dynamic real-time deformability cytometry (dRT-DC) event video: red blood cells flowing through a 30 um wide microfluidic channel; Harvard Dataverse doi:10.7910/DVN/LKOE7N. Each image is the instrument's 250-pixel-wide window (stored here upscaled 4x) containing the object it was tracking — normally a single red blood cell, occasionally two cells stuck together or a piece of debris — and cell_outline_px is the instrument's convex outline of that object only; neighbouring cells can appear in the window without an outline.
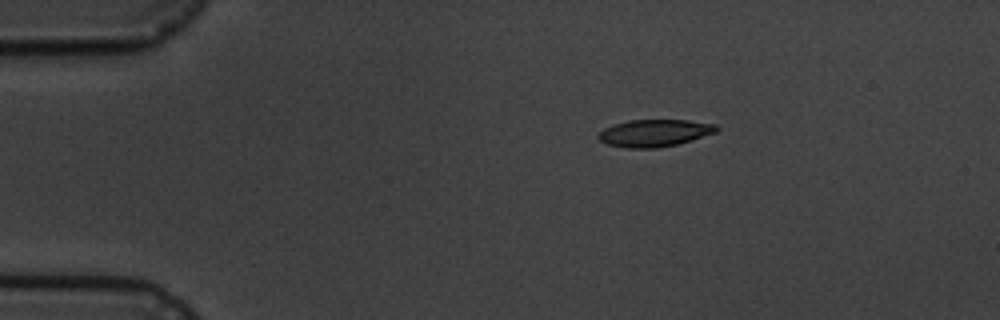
{"species": "common noctule bat (a hibernating species)", "species_latin": "Nyctalus noctula", "temperature_condition": "cold", "stored_images_in_passage": 4, "camera_frame_rate_fps": 3000, "um_per_image_px": 0.085, "animal": {"sex": "male", "body_mass_g": 19.5, "forearm_length_mm": 54.6}, "frame": {"image": 1, "passage_image": 4, "time_ms": 3.667, "image_size_px": [1000, 320], "cell_outline_px": [[720, 128], [716, 132], [676, 144], [656, 148], [628, 148], [608, 144], [600, 140], [596, 136], [604, 128], [628, 120], [688, 120], [716, 124]], "centroid_in_image_um": [55.63, 11.3], "position_along_channel_um": 29.4, "area_um2": 18.5}}